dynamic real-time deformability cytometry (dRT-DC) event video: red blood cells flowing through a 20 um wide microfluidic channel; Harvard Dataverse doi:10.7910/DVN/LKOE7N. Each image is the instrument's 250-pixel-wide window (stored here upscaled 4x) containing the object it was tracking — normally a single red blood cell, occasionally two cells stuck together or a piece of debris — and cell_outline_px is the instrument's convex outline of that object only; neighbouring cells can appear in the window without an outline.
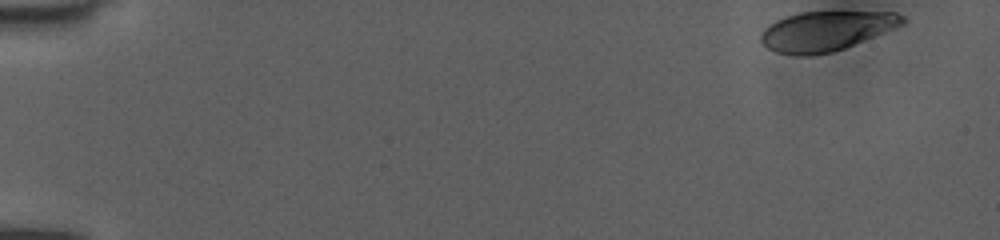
{"species": "human", "species_latin": "Homo sapiens", "temperature_condition": "room temperature", "stored_images_in_passage": 18, "camera_frame_rate_fps": 3000, "um_per_image_px": 0.085, "donor": {"sex": "female"}, "frame": {"image": 1, "passage_image": 1, "time_ms": 0.0, "image_size_px": [1000, 240], "cell_outline_px": [[908, 20], [904, 24], [844, 48], [832, 52], [808, 56], [776, 52], [768, 48], [760, 40], [760, 32], [768, 24], [776, 20], [800, 12], [896, 12], [904, 16]], "centroid_in_image_um": [70.21, 2.63], "position_along_channel_um": 14.8, "area_um2": 32.54}}
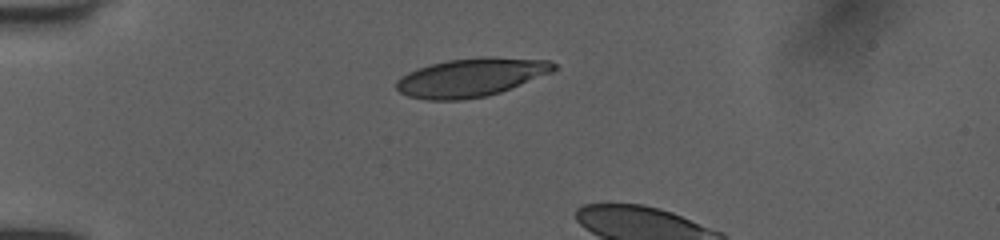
{"frame": {"image": 2, "passage_image": 12, "time_ms": 3.667, "image_size_px": [1000, 240], "cell_outline_px": [[556, 68], [552, 72], [500, 92], [484, 96], [460, 100], [428, 100], [408, 96], [400, 92], [396, 88], [396, 80], [400, 76], [408, 72], [432, 64], [448, 60], [480, 56], [488, 56], [552, 60], [556, 64]], "centroid_in_image_um": [40.05, 6.56], "position_along_channel_um": 45.0, "area_um2": 35.26}}
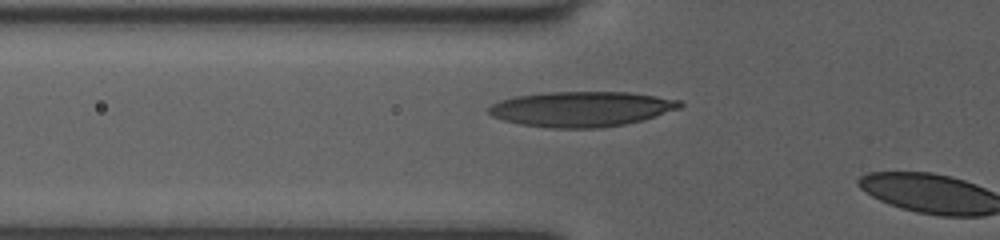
{"frame": {"image": 3, "passage_image": 17, "time_ms": 5.333, "image_size_px": [1000, 240], "cell_outline_px": [[684, 104], [680, 108], [640, 120], [624, 124], [600, 128], [552, 128], [520, 124], [504, 120], [492, 116], [488, 112], [488, 108], [492, 104], [500, 100], [516, 96], [548, 92], [628, 92], [656, 96], [680, 100]], "centroid_in_image_um": [49.4, 9.26], "position_along_channel_um": 76.4, "area_um2": 38.96}}